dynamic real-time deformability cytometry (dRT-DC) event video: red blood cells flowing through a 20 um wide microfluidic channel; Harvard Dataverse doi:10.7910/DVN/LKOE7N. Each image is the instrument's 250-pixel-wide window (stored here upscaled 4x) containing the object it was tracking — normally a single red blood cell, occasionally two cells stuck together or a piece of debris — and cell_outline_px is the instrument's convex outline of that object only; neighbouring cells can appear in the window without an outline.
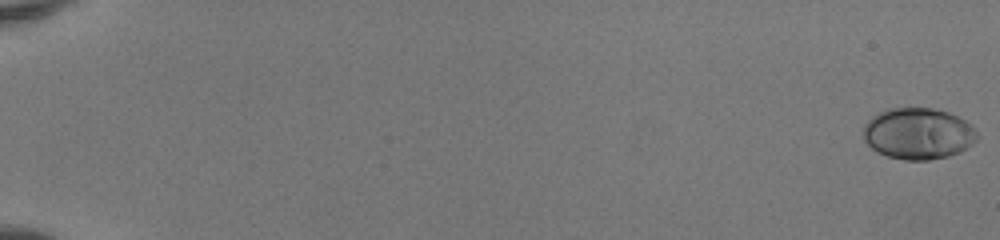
{"species": "human", "species_latin": "Homo sapiens", "temperature_condition": "room temperature", "stored_images_in_passage": 52, "camera_frame_rate_fps": 3000, "um_per_image_px": 0.085, "donor": {"sex": "female"}, "frame": {"image": 1, "passage_image": 1, "time_ms": 0.0, "image_size_px": [1000, 240], "cell_outline_px": [[976, 140], [972, 144], [960, 152], [948, 156], [928, 160], [904, 160], [888, 156], [872, 148], [864, 140], [864, 124], [872, 116], [880, 112], [892, 108], [932, 108], [948, 112], [972, 124], [976, 132]], "centroid_in_image_um": [78.05, 11.35], "position_along_channel_um": 7.0, "area_um2": 33.87}}
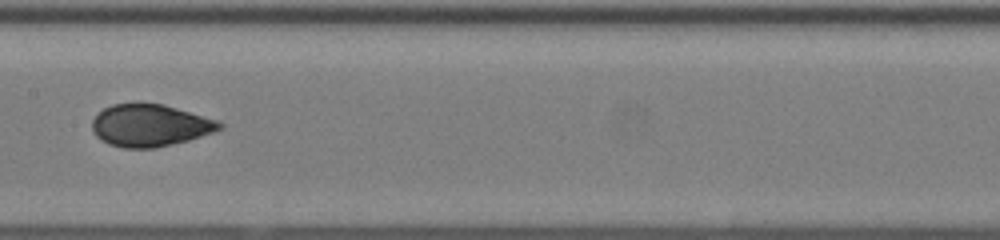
{"frame": {"image": 2, "passage_image": 30, "time_ms": 9.667, "image_size_px": [1000, 240], "cell_outline_px": [[224, 128], [188, 140], [156, 148], [124, 148], [108, 144], [100, 140], [92, 132], [92, 120], [104, 108], [112, 104], [136, 100], [164, 104], [216, 120], [224, 124]], "centroid_in_image_um": [12.7, 10.63], "position_along_channel_um": 194.7, "area_um2": 31.85}}
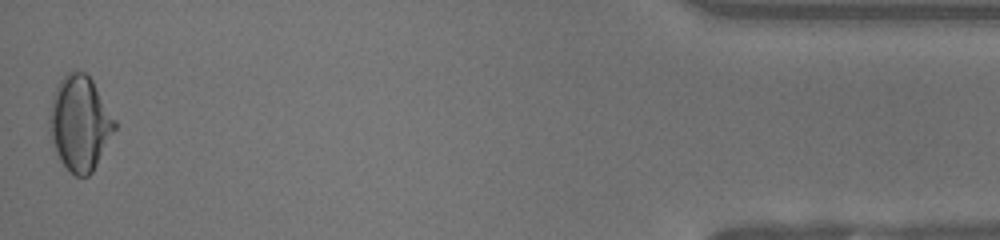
{"frame": {"image": 3, "passage_image": 52, "time_ms": 17.0, "image_size_px": [1000, 240], "cell_outline_px": [[116, 128], [92, 172], [88, 176], [76, 176], [60, 160], [56, 152], [48, 128], [48, 116], [52, 96], [60, 80], [68, 72], [84, 72], [92, 80], [116, 120]], "centroid_in_image_um": [6.77, 10.46], "position_along_channel_um": 428.4, "area_um2": 35.72}, "authors_computed_cell_mechanics": {"area_um2": 31.7322, "velocity_mm_per_s": 4.174, "shape_relaxation_time_tau1_ms": 5.4514, "shape_relaxation_time_tau2_ms": null, "deformation_change_tau1": 0.2141, "deformation_change_tau2": null}}